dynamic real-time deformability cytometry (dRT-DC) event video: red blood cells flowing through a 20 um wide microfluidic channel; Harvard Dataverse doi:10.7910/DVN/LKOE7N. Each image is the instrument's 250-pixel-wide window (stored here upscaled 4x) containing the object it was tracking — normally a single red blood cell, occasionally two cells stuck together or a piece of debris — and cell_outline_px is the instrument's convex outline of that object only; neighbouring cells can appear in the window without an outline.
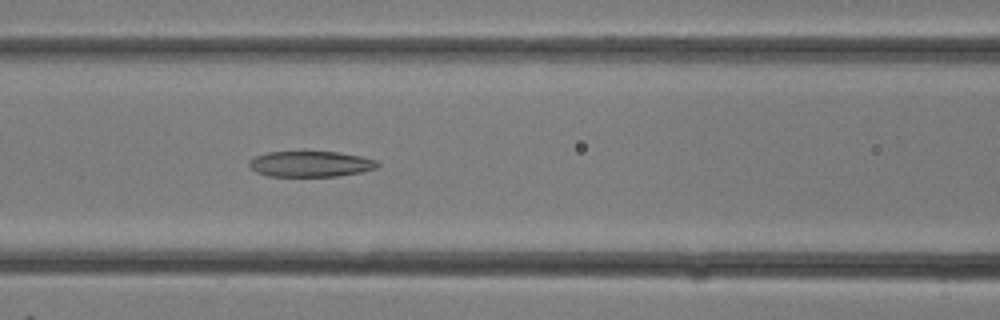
{"species": "common noctule bat (a hibernating species)", "species_latin": "Nyctalus noctula", "temperature_condition": "room temperature", "stored_images_in_passage": 12, "camera_frame_rate_fps": 3000, "um_per_image_px": 0.085, "animal": {"sex": "female"}, "frame": {"image": 1, "passage_image": 12, "time_ms": 3.667, "image_size_px": [1000, 320], "cell_outline_px": [[380, 164], [376, 168], [360, 172], [336, 176], [268, 176], [256, 172], [248, 164], [256, 156], [268, 152], [336, 152], [360, 156], [376, 160]], "centroid_in_image_um": [26.41, 13.94], "position_along_channel_um": 140.2, "area_um2": 18.96}}